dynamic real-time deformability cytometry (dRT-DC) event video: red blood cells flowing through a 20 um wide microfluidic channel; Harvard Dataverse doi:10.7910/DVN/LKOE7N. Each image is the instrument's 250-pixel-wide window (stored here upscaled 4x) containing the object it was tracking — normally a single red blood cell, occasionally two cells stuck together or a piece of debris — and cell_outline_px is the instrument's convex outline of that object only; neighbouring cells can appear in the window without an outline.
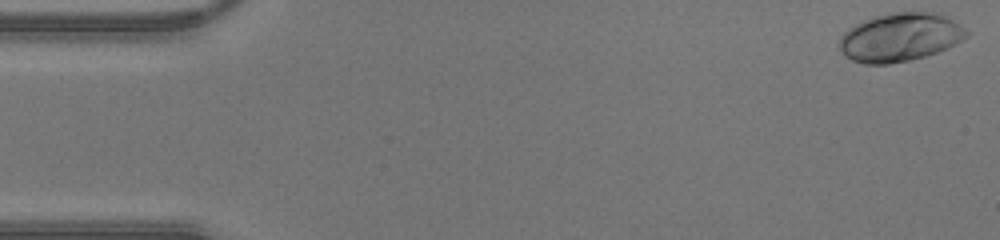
{"species": "human", "species_latin": "Homo sapiens", "temperature_condition": "warm", "stored_images_in_passage": 10, "camera_frame_rate_fps": 3000, "um_per_image_px": 0.085, "donor": {"sex": "male"}, "frame": {"image": 1, "passage_image": 1, "time_ms": 0.0, "image_size_px": [1000, 240], "cell_outline_px": [[968, 36], [948, 48], [924, 56], [908, 60], [888, 64], [864, 64], [852, 60], [844, 56], [840, 52], [840, 36], [848, 28], [864, 20], [888, 12], [940, 12], [964, 28], [968, 32]], "centroid_in_image_um": [76.48, 3.16], "position_along_channel_um": 8.5, "area_um2": 35.89}}